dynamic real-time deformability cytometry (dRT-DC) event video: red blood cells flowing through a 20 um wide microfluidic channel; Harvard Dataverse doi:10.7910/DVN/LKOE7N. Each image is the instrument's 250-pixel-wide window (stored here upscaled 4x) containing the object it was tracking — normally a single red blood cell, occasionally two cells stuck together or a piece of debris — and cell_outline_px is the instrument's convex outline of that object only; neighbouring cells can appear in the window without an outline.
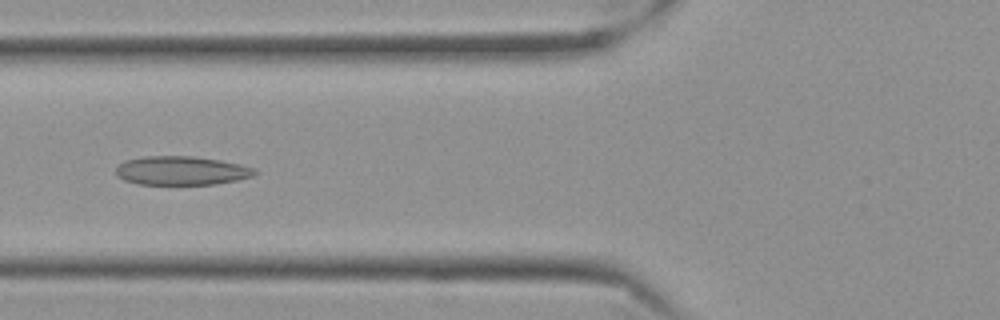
{"species": "Egyptian fruit bat (a non-hibernating species)", "species_latin": "Rousettus aegyptiacus", "temperature_condition": "cold", "stored_images_in_passage": 40, "camera_frame_rate_fps": 3000, "um_per_image_px": 0.085, "frame": {"image": 1, "passage_image": 5, "time_ms": 1.333, "image_size_px": [1000, 320], "cell_outline_px": [[260, 172], [256, 176], [236, 180], [212, 184], [140, 184], [124, 180], [116, 176], [116, 168], [124, 160], [144, 156], [192, 156], [220, 160], [240, 164], [256, 168]], "centroid_in_image_um": [15.46, 14.5], "position_along_channel_um": 110.3, "area_um2": 23.47}}
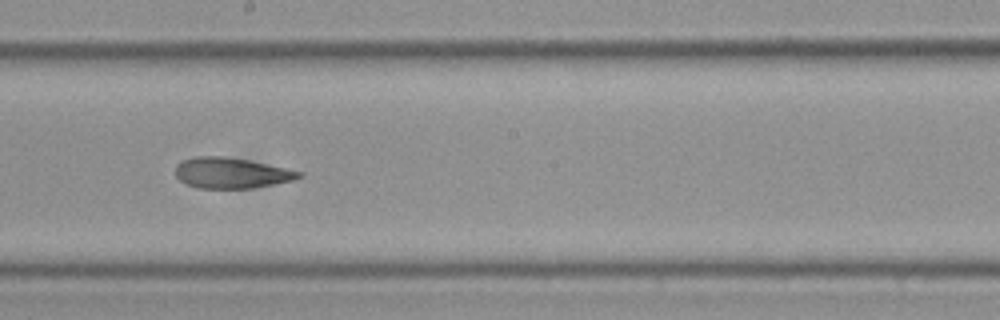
{"frame": {"image": 2, "passage_image": 15, "time_ms": 4.667, "image_size_px": [1000, 320], "cell_outline_px": [[304, 176], [292, 180], [252, 188], [196, 188], [184, 184], [176, 176], [176, 164], [184, 160], [196, 156], [220, 156], [248, 160], [304, 172]], "centroid_in_image_um": [19.64, 14.71], "position_along_channel_um": 228.6, "area_um2": 21.96}}
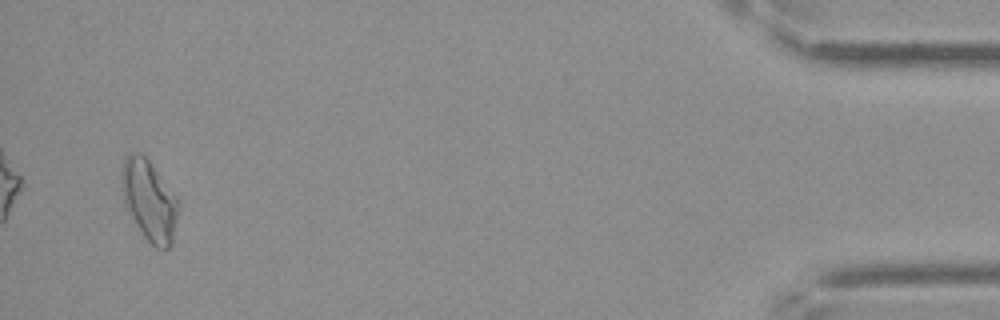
{"frame": {"image": 3, "passage_image": 38, "time_ms": 12.333, "image_size_px": [1000, 320], "cell_outline_px": [[176, 220], [172, 244], [168, 248], [156, 248], [144, 236], [136, 224], [124, 204], [120, 176], [124, 160], [128, 152], [140, 152], [148, 160], [176, 196]], "centroid_in_image_um": [12.64, 17.01], "position_along_channel_um": 422.6, "area_um2": 26.07}, "authors_computed_cell_mechanics": {"area_um2": 23.0044, "velocity_mm_per_s": 3.5325, "shape_relaxation_time_tau1_ms": 8.8796, "shape_relaxation_time_tau2_ms": 2.8725, "deformation_change_tau1": 0.1669, "deformation_change_tau2": 0.1056}}